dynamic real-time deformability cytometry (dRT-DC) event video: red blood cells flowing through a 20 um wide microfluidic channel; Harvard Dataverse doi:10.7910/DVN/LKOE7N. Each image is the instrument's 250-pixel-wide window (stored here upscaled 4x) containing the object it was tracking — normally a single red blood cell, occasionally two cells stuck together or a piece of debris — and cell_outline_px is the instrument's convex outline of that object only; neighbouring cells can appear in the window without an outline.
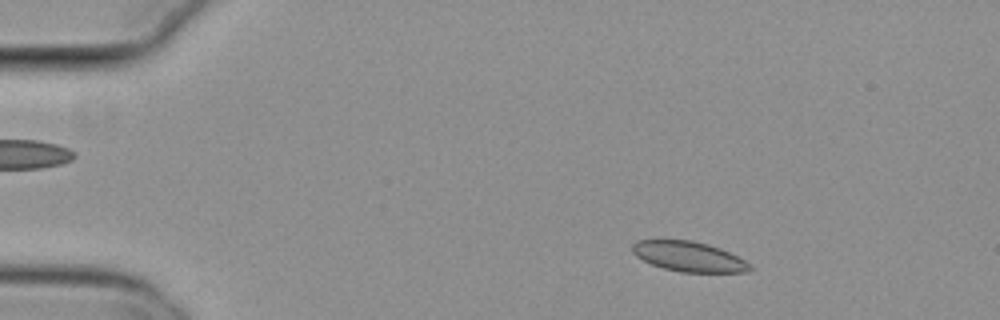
{"species": "common noctule bat (a hibernating species)", "species_latin": "Nyctalus noctula", "temperature_condition": "cold", "stored_images_in_passage": 53, "camera_frame_rate_fps": 3000, "um_per_image_px": 0.085, "animal": {"sex": "female", "body_mass_g": 29.2, "forearm_length_mm": 56.3}, "frame": {"image": 1, "passage_image": 7, "time_ms": 2.0, "image_size_px": [1000, 320], "cell_outline_px": [[756, 268], [748, 272], [680, 272], [664, 268], [652, 264], [636, 256], [632, 252], [632, 244], [636, 240], [692, 240], [708, 244], [720, 248], [752, 264]], "centroid_in_image_um": [58.58, 21.81], "position_along_channel_um": 26.4, "area_um2": 20.63}}
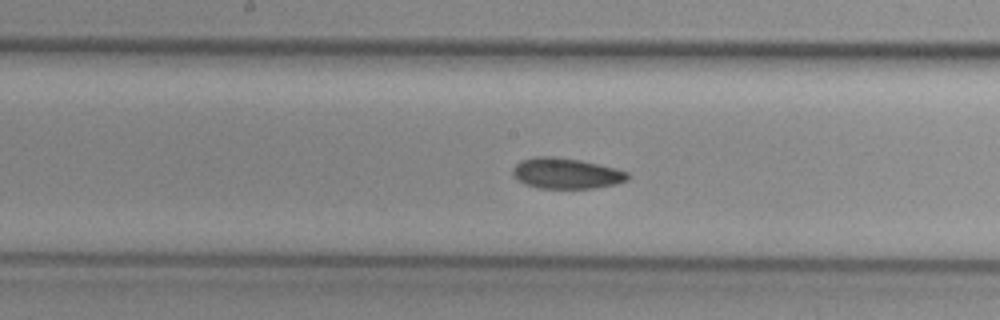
{"frame": {"image": 2, "passage_image": 27, "time_ms": 8.667, "image_size_px": [1000, 320], "cell_outline_px": [[628, 180], [616, 184], [592, 188], [536, 188], [524, 184], [512, 176], [512, 168], [520, 160], [536, 156], [552, 156], [580, 160], [616, 168], [628, 172]], "centroid_in_image_um": [48.08, 14.73], "position_along_channel_um": 200.1, "area_um2": 20.69}}
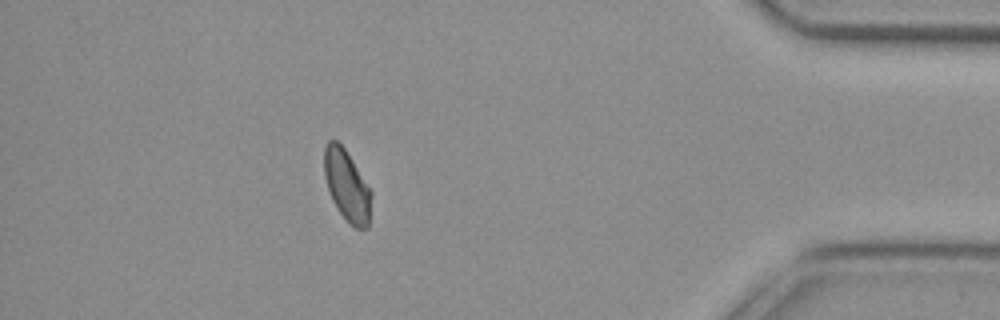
{"frame": {"image": 3, "passage_image": 47, "time_ms": 15.333, "image_size_px": [1000, 320], "cell_outline_px": [[372, 196], [368, 228], [356, 228], [336, 208], [332, 200], [324, 176], [324, 148], [328, 140], [336, 140], [344, 148], [352, 160], [372, 192]], "centroid_in_image_um": [29.48, 15.76], "position_along_channel_um": 405.7, "area_um2": 19.25}, "authors_computed_cell_mechanics": {"area_um2": 20.6346, "velocity_mm_per_s": 3.7809, "shape_relaxation_time_tau1_ms": 9.4662, "shape_relaxation_time_tau2_ms": 10.0782, "deformation_change_tau1": 0.1063, "deformation_change_tau2": 0.1123}}